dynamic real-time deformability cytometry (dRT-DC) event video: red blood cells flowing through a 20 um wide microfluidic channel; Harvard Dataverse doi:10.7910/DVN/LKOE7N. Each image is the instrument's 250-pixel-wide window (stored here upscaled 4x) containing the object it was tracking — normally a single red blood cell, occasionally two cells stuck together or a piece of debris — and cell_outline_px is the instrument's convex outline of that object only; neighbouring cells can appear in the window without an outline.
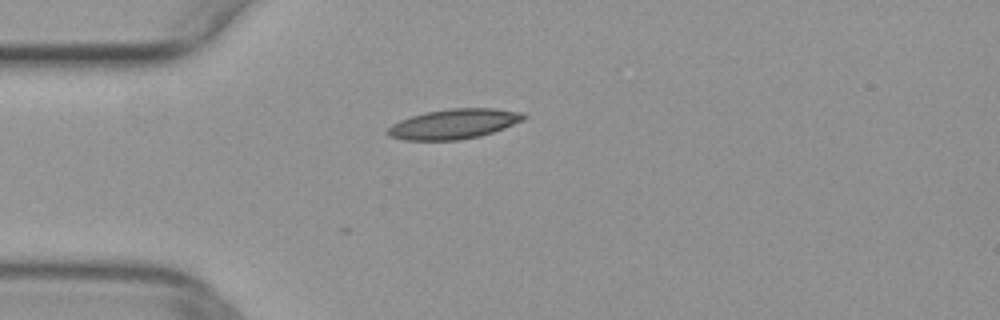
{"species": "common noctule bat (a hibernating species)", "species_latin": "Nyctalus noctula", "temperature_condition": "warm", "stored_images_in_passage": 7, "camera_frame_rate_fps": 3000, "um_per_image_px": 0.085, "animal": {"sex": "female", "body_mass_g": 29.2, "forearm_length_mm": 56.3}, "frame": {"image": 1, "passage_image": 2, "time_ms": 0.333, "image_size_px": [1000, 320], "cell_outline_px": [[528, 116], [524, 120], [504, 128], [480, 136], [460, 140], [404, 140], [388, 136], [384, 132], [392, 124], [400, 120], [424, 112], [448, 108], [496, 108], [524, 112]], "centroid_in_image_um": [38.59, 10.53], "position_along_channel_um": 46.4, "area_um2": 23.99}}
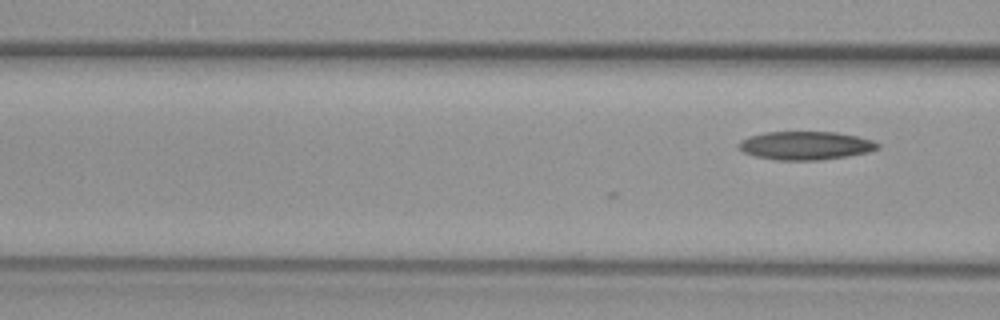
{"frame": {"image": 2, "passage_image": 7, "time_ms": 2.0, "image_size_px": [1000, 320], "cell_outline_px": [[880, 148], [868, 152], [848, 156], [820, 160], [776, 160], [756, 156], [744, 152], [736, 144], [740, 140], [748, 136], [764, 132], [836, 132], [856, 136], [872, 140], [880, 144]], "centroid_in_image_um": [68.46, 12.37], "position_along_channel_um": 98.1, "area_um2": 23.06}}